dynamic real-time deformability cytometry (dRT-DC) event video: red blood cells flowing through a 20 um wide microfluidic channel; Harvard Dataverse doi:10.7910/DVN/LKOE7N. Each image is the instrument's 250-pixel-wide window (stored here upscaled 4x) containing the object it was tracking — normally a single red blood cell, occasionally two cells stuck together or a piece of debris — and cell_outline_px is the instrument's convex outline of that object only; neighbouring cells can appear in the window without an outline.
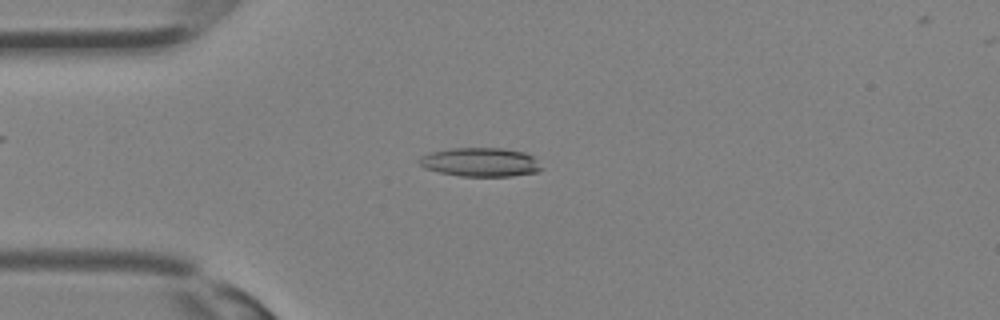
{"species": "Egyptian fruit bat (a non-hibernating species)", "species_latin": "Rousettus aegyptiacus", "temperature_condition": "room temperature", "stored_images_in_passage": 29, "camera_frame_rate_fps": 3000, "um_per_image_px": 0.085, "animal": {"sex": "female"}, "frame": {"image": 1, "passage_image": 9, "time_ms": 2.667, "image_size_px": [1000, 320], "cell_outline_px": [[544, 168], [536, 172], [512, 176], [460, 176], [440, 172], [424, 168], [416, 160], [420, 156], [432, 152], [452, 148], [504, 148], [524, 152], [532, 156]], "centroid_in_image_um": [40.83, 13.78], "position_along_channel_um": 44.2, "area_um2": 20.58}}
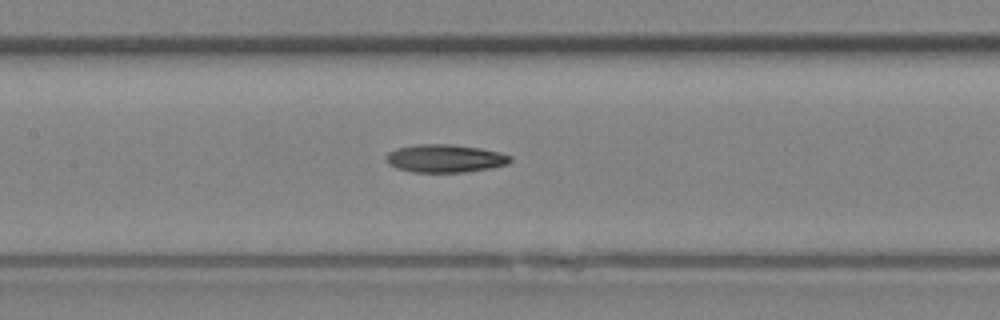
{"frame": {"image": 2, "passage_image": 16, "time_ms": 5.0, "image_size_px": [1000, 320], "cell_outline_px": [[512, 160], [508, 164], [488, 168], [464, 172], [412, 172], [396, 168], [388, 164], [384, 160], [384, 156], [388, 152], [396, 148], [416, 144], [448, 144], [476, 148], [500, 152], [512, 156]], "centroid_in_image_um": [37.76, 13.47], "position_along_channel_um": 169.6, "area_um2": 20.29}}
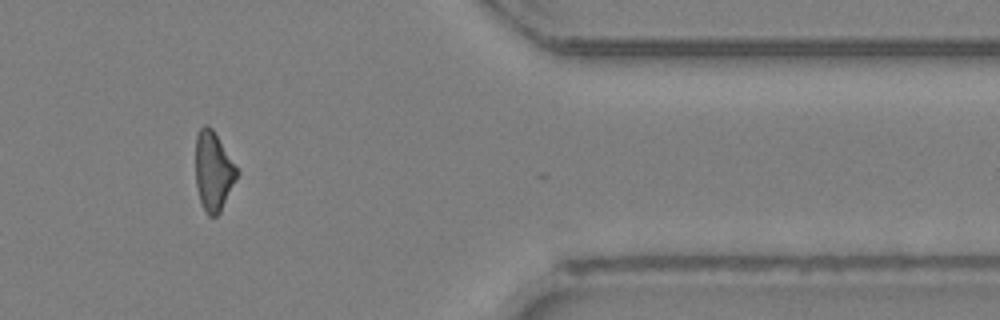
{"frame": {"image": 3, "passage_image": 28, "time_ms": 9.0, "image_size_px": [1000, 320], "cell_outline_px": [[240, 172], [220, 212], [216, 216], [208, 216], [200, 200], [196, 184], [196, 136], [200, 128], [204, 124], [208, 124], [212, 128]], "centroid_in_image_um": [18.14, 14.54], "position_along_channel_um": 393.3, "area_um2": 18.96}}